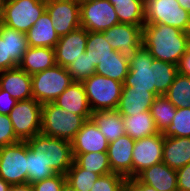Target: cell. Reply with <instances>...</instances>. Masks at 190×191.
<instances>
[{"mask_svg":"<svg viewBox=\"0 0 190 191\" xmlns=\"http://www.w3.org/2000/svg\"><path fill=\"white\" fill-rule=\"evenodd\" d=\"M112 5L144 4V0H109Z\"/></svg>","mask_w":190,"mask_h":191,"instance_id":"cell-47","label":"cell"},{"mask_svg":"<svg viewBox=\"0 0 190 191\" xmlns=\"http://www.w3.org/2000/svg\"><path fill=\"white\" fill-rule=\"evenodd\" d=\"M65 175L66 182L77 191H90L95 181L100 177L99 174L79 167L74 161Z\"/></svg>","mask_w":190,"mask_h":191,"instance_id":"cell-34","label":"cell"},{"mask_svg":"<svg viewBox=\"0 0 190 191\" xmlns=\"http://www.w3.org/2000/svg\"><path fill=\"white\" fill-rule=\"evenodd\" d=\"M165 96L176 108H190V76L178 73Z\"/></svg>","mask_w":190,"mask_h":191,"instance_id":"cell-32","label":"cell"},{"mask_svg":"<svg viewBox=\"0 0 190 191\" xmlns=\"http://www.w3.org/2000/svg\"><path fill=\"white\" fill-rule=\"evenodd\" d=\"M31 80L32 98L41 104L54 102L73 83L67 69L57 64L31 75Z\"/></svg>","mask_w":190,"mask_h":191,"instance_id":"cell-5","label":"cell"},{"mask_svg":"<svg viewBox=\"0 0 190 191\" xmlns=\"http://www.w3.org/2000/svg\"><path fill=\"white\" fill-rule=\"evenodd\" d=\"M10 184L0 177V191H8Z\"/></svg>","mask_w":190,"mask_h":191,"instance_id":"cell-49","label":"cell"},{"mask_svg":"<svg viewBox=\"0 0 190 191\" xmlns=\"http://www.w3.org/2000/svg\"><path fill=\"white\" fill-rule=\"evenodd\" d=\"M73 1H75L78 4H82L84 2L91 1V0H73Z\"/></svg>","mask_w":190,"mask_h":191,"instance_id":"cell-52","label":"cell"},{"mask_svg":"<svg viewBox=\"0 0 190 191\" xmlns=\"http://www.w3.org/2000/svg\"><path fill=\"white\" fill-rule=\"evenodd\" d=\"M178 191H190V163L176 170Z\"/></svg>","mask_w":190,"mask_h":191,"instance_id":"cell-42","label":"cell"},{"mask_svg":"<svg viewBox=\"0 0 190 191\" xmlns=\"http://www.w3.org/2000/svg\"><path fill=\"white\" fill-rule=\"evenodd\" d=\"M153 60L150 52L142 46L129 64L123 86L146 90L155 94Z\"/></svg>","mask_w":190,"mask_h":191,"instance_id":"cell-15","label":"cell"},{"mask_svg":"<svg viewBox=\"0 0 190 191\" xmlns=\"http://www.w3.org/2000/svg\"><path fill=\"white\" fill-rule=\"evenodd\" d=\"M178 73L190 76V47L178 64Z\"/></svg>","mask_w":190,"mask_h":191,"instance_id":"cell-45","label":"cell"},{"mask_svg":"<svg viewBox=\"0 0 190 191\" xmlns=\"http://www.w3.org/2000/svg\"><path fill=\"white\" fill-rule=\"evenodd\" d=\"M86 120L71 113L54 102L42 104L40 133L72 142Z\"/></svg>","mask_w":190,"mask_h":191,"instance_id":"cell-3","label":"cell"},{"mask_svg":"<svg viewBox=\"0 0 190 191\" xmlns=\"http://www.w3.org/2000/svg\"><path fill=\"white\" fill-rule=\"evenodd\" d=\"M19 141L21 140L15 135L9 116L0 114V147Z\"/></svg>","mask_w":190,"mask_h":191,"instance_id":"cell-40","label":"cell"},{"mask_svg":"<svg viewBox=\"0 0 190 191\" xmlns=\"http://www.w3.org/2000/svg\"><path fill=\"white\" fill-rule=\"evenodd\" d=\"M72 153L107 152L108 144L106 137L92 119L84 122L71 142Z\"/></svg>","mask_w":190,"mask_h":191,"instance_id":"cell-18","label":"cell"},{"mask_svg":"<svg viewBox=\"0 0 190 191\" xmlns=\"http://www.w3.org/2000/svg\"><path fill=\"white\" fill-rule=\"evenodd\" d=\"M87 38L88 31L82 27L61 36L54 47L56 64L66 68L73 63L86 51Z\"/></svg>","mask_w":190,"mask_h":191,"instance_id":"cell-16","label":"cell"},{"mask_svg":"<svg viewBox=\"0 0 190 191\" xmlns=\"http://www.w3.org/2000/svg\"><path fill=\"white\" fill-rule=\"evenodd\" d=\"M109 45L130 64L143 46V26L118 23L102 32Z\"/></svg>","mask_w":190,"mask_h":191,"instance_id":"cell-10","label":"cell"},{"mask_svg":"<svg viewBox=\"0 0 190 191\" xmlns=\"http://www.w3.org/2000/svg\"><path fill=\"white\" fill-rule=\"evenodd\" d=\"M73 82H83L96 73L90 54L82 53L73 63L66 67Z\"/></svg>","mask_w":190,"mask_h":191,"instance_id":"cell-37","label":"cell"},{"mask_svg":"<svg viewBox=\"0 0 190 191\" xmlns=\"http://www.w3.org/2000/svg\"><path fill=\"white\" fill-rule=\"evenodd\" d=\"M54 103L71 113L82 116L85 120L91 119L92 110L82 82H73L55 99Z\"/></svg>","mask_w":190,"mask_h":191,"instance_id":"cell-20","label":"cell"},{"mask_svg":"<svg viewBox=\"0 0 190 191\" xmlns=\"http://www.w3.org/2000/svg\"><path fill=\"white\" fill-rule=\"evenodd\" d=\"M156 95L141 89L123 86L117 111L121 116H134L144 111H150Z\"/></svg>","mask_w":190,"mask_h":191,"instance_id":"cell-22","label":"cell"},{"mask_svg":"<svg viewBox=\"0 0 190 191\" xmlns=\"http://www.w3.org/2000/svg\"><path fill=\"white\" fill-rule=\"evenodd\" d=\"M179 5L190 13V0H177Z\"/></svg>","mask_w":190,"mask_h":191,"instance_id":"cell-48","label":"cell"},{"mask_svg":"<svg viewBox=\"0 0 190 191\" xmlns=\"http://www.w3.org/2000/svg\"><path fill=\"white\" fill-rule=\"evenodd\" d=\"M145 24H165L190 32V13L177 0H144Z\"/></svg>","mask_w":190,"mask_h":191,"instance_id":"cell-7","label":"cell"},{"mask_svg":"<svg viewBox=\"0 0 190 191\" xmlns=\"http://www.w3.org/2000/svg\"><path fill=\"white\" fill-rule=\"evenodd\" d=\"M135 140L129 135L117 138L108 144V159L113 173L132 178V151Z\"/></svg>","mask_w":190,"mask_h":191,"instance_id":"cell-17","label":"cell"},{"mask_svg":"<svg viewBox=\"0 0 190 191\" xmlns=\"http://www.w3.org/2000/svg\"><path fill=\"white\" fill-rule=\"evenodd\" d=\"M0 177L10 185L27 183V142L0 147Z\"/></svg>","mask_w":190,"mask_h":191,"instance_id":"cell-9","label":"cell"},{"mask_svg":"<svg viewBox=\"0 0 190 191\" xmlns=\"http://www.w3.org/2000/svg\"><path fill=\"white\" fill-rule=\"evenodd\" d=\"M66 182V175L55 174L54 176L32 184L33 191H61Z\"/></svg>","mask_w":190,"mask_h":191,"instance_id":"cell-41","label":"cell"},{"mask_svg":"<svg viewBox=\"0 0 190 191\" xmlns=\"http://www.w3.org/2000/svg\"><path fill=\"white\" fill-rule=\"evenodd\" d=\"M73 161L81 168L99 174L112 173L107 152L72 153Z\"/></svg>","mask_w":190,"mask_h":191,"instance_id":"cell-28","label":"cell"},{"mask_svg":"<svg viewBox=\"0 0 190 191\" xmlns=\"http://www.w3.org/2000/svg\"><path fill=\"white\" fill-rule=\"evenodd\" d=\"M178 74V66L169 62L153 60L155 95H165Z\"/></svg>","mask_w":190,"mask_h":191,"instance_id":"cell-29","label":"cell"},{"mask_svg":"<svg viewBox=\"0 0 190 191\" xmlns=\"http://www.w3.org/2000/svg\"><path fill=\"white\" fill-rule=\"evenodd\" d=\"M46 11L59 37L81 27L80 4L73 0H48Z\"/></svg>","mask_w":190,"mask_h":191,"instance_id":"cell-14","label":"cell"},{"mask_svg":"<svg viewBox=\"0 0 190 191\" xmlns=\"http://www.w3.org/2000/svg\"><path fill=\"white\" fill-rule=\"evenodd\" d=\"M162 134L164 137H190V108H176L171 124Z\"/></svg>","mask_w":190,"mask_h":191,"instance_id":"cell-36","label":"cell"},{"mask_svg":"<svg viewBox=\"0 0 190 191\" xmlns=\"http://www.w3.org/2000/svg\"><path fill=\"white\" fill-rule=\"evenodd\" d=\"M119 23L145 25L144 4L114 5Z\"/></svg>","mask_w":190,"mask_h":191,"instance_id":"cell-38","label":"cell"},{"mask_svg":"<svg viewBox=\"0 0 190 191\" xmlns=\"http://www.w3.org/2000/svg\"><path fill=\"white\" fill-rule=\"evenodd\" d=\"M129 71V64L119 54L118 51L106 57L96 67V73L107 78L124 83Z\"/></svg>","mask_w":190,"mask_h":191,"instance_id":"cell-30","label":"cell"},{"mask_svg":"<svg viewBox=\"0 0 190 191\" xmlns=\"http://www.w3.org/2000/svg\"><path fill=\"white\" fill-rule=\"evenodd\" d=\"M162 162L177 170L190 163V137H164Z\"/></svg>","mask_w":190,"mask_h":191,"instance_id":"cell-23","label":"cell"},{"mask_svg":"<svg viewBox=\"0 0 190 191\" xmlns=\"http://www.w3.org/2000/svg\"><path fill=\"white\" fill-rule=\"evenodd\" d=\"M61 191H77L74 189L71 185H69L67 182H65L64 186L62 187Z\"/></svg>","mask_w":190,"mask_h":191,"instance_id":"cell-50","label":"cell"},{"mask_svg":"<svg viewBox=\"0 0 190 191\" xmlns=\"http://www.w3.org/2000/svg\"><path fill=\"white\" fill-rule=\"evenodd\" d=\"M55 65L54 48L29 46L18 66L26 73L33 75Z\"/></svg>","mask_w":190,"mask_h":191,"instance_id":"cell-25","label":"cell"},{"mask_svg":"<svg viewBox=\"0 0 190 191\" xmlns=\"http://www.w3.org/2000/svg\"><path fill=\"white\" fill-rule=\"evenodd\" d=\"M28 48L25 33L0 22V72L17 67Z\"/></svg>","mask_w":190,"mask_h":191,"instance_id":"cell-12","label":"cell"},{"mask_svg":"<svg viewBox=\"0 0 190 191\" xmlns=\"http://www.w3.org/2000/svg\"><path fill=\"white\" fill-rule=\"evenodd\" d=\"M122 118L125 134L129 135L133 140L159 133L150 111H144L134 116H122Z\"/></svg>","mask_w":190,"mask_h":191,"instance_id":"cell-27","label":"cell"},{"mask_svg":"<svg viewBox=\"0 0 190 191\" xmlns=\"http://www.w3.org/2000/svg\"><path fill=\"white\" fill-rule=\"evenodd\" d=\"M15 135L26 141L41 131L42 104L35 99L18 101L8 115Z\"/></svg>","mask_w":190,"mask_h":191,"instance_id":"cell-8","label":"cell"},{"mask_svg":"<svg viewBox=\"0 0 190 191\" xmlns=\"http://www.w3.org/2000/svg\"><path fill=\"white\" fill-rule=\"evenodd\" d=\"M0 89L7 91L17 101L32 98L31 75L19 66L0 72Z\"/></svg>","mask_w":190,"mask_h":191,"instance_id":"cell-19","label":"cell"},{"mask_svg":"<svg viewBox=\"0 0 190 191\" xmlns=\"http://www.w3.org/2000/svg\"><path fill=\"white\" fill-rule=\"evenodd\" d=\"M136 177L157 191H178L176 170L163 162L145 168Z\"/></svg>","mask_w":190,"mask_h":191,"instance_id":"cell-21","label":"cell"},{"mask_svg":"<svg viewBox=\"0 0 190 191\" xmlns=\"http://www.w3.org/2000/svg\"><path fill=\"white\" fill-rule=\"evenodd\" d=\"M85 52L90 54L92 65L97 67L103 59L114 55L116 51L109 45L102 32H88Z\"/></svg>","mask_w":190,"mask_h":191,"instance_id":"cell-33","label":"cell"},{"mask_svg":"<svg viewBox=\"0 0 190 191\" xmlns=\"http://www.w3.org/2000/svg\"><path fill=\"white\" fill-rule=\"evenodd\" d=\"M45 11L46 2L43 1L5 0L0 22L26 34Z\"/></svg>","mask_w":190,"mask_h":191,"instance_id":"cell-6","label":"cell"},{"mask_svg":"<svg viewBox=\"0 0 190 191\" xmlns=\"http://www.w3.org/2000/svg\"><path fill=\"white\" fill-rule=\"evenodd\" d=\"M150 112L157 130L160 133H163L171 124V121L176 114V107L165 95H158L152 103Z\"/></svg>","mask_w":190,"mask_h":191,"instance_id":"cell-31","label":"cell"},{"mask_svg":"<svg viewBox=\"0 0 190 191\" xmlns=\"http://www.w3.org/2000/svg\"><path fill=\"white\" fill-rule=\"evenodd\" d=\"M82 83L92 112L117 110L123 90L122 82L95 73Z\"/></svg>","mask_w":190,"mask_h":191,"instance_id":"cell-4","label":"cell"},{"mask_svg":"<svg viewBox=\"0 0 190 191\" xmlns=\"http://www.w3.org/2000/svg\"><path fill=\"white\" fill-rule=\"evenodd\" d=\"M125 191H157L145 183H142L137 177L127 179Z\"/></svg>","mask_w":190,"mask_h":191,"instance_id":"cell-44","label":"cell"},{"mask_svg":"<svg viewBox=\"0 0 190 191\" xmlns=\"http://www.w3.org/2000/svg\"><path fill=\"white\" fill-rule=\"evenodd\" d=\"M119 23L109 0H91L80 4V25L88 32H104Z\"/></svg>","mask_w":190,"mask_h":191,"instance_id":"cell-11","label":"cell"},{"mask_svg":"<svg viewBox=\"0 0 190 191\" xmlns=\"http://www.w3.org/2000/svg\"><path fill=\"white\" fill-rule=\"evenodd\" d=\"M143 46L155 60L178 66L190 47V32H184L165 24H145Z\"/></svg>","mask_w":190,"mask_h":191,"instance_id":"cell-1","label":"cell"},{"mask_svg":"<svg viewBox=\"0 0 190 191\" xmlns=\"http://www.w3.org/2000/svg\"><path fill=\"white\" fill-rule=\"evenodd\" d=\"M164 136L162 133L135 140L132 151V178L145 168L162 162Z\"/></svg>","mask_w":190,"mask_h":191,"instance_id":"cell-13","label":"cell"},{"mask_svg":"<svg viewBox=\"0 0 190 191\" xmlns=\"http://www.w3.org/2000/svg\"><path fill=\"white\" fill-rule=\"evenodd\" d=\"M8 191H33V187L30 183L16 184L10 185Z\"/></svg>","mask_w":190,"mask_h":191,"instance_id":"cell-46","label":"cell"},{"mask_svg":"<svg viewBox=\"0 0 190 191\" xmlns=\"http://www.w3.org/2000/svg\"><path fill=\"white\" fill-rule=\"evenodd\" d=\"M26 38L30 47L54 48L56 46L60 37L55 31L47 11L27 31Z\"/></svg>","mask_w":190,"mask_h":191,"instance_id":"cell-24","label":"cell"},{"mask_svg":"<svg viewBox=\"0 0 190 191\" xmlns=\"http://www.w3.org/2000/svg\"><path fill=\"white\" fill-rule=\"evenodd\" d=\"M17 102L7 91L0 89V114L9 115Z\"/></svg>","mask_w":190,"mask_h":191,"instance_id":"cell-43","label":"cell"},{"mask_svg":"<svg viewBox=\"0 0 190 191\" xmlns=\"http://www.w3.org/2000/svg\"><path fill=\"white\" fill-rule=\"evenodd\" d=\"M26 142L35 155L56 174L65 175L73 164L72 144L69 141L39 133Z\"/></svg>","mask_w":190,"mask_h":191,"instance_id":"cell-2","label":"cell"},{"mask_svg":"<svg viewBox=\"0 0 190 191\" xmlns=\"http://www.w3.org/2000/svg\"><path fill=\"white\" fill-rule=\"evenodd\" d=\"M4 2H5V0H0V19L2 17V13H3Z\"/></svg>","mask_w":190,"mask_h":191,"instance_id":"cell-51","label":"cell"},{"mask_svg":"<svg viewBox=\"0 0 190 191\" xmlns=\"http://www.w3.org/2000/svg\"><path fill=\"white\" fill-rule=\"evenodd\" d=\"M56 173L43 163L38 156L29 148L27 144V183L35 182L50 178Z\"/></svg>","mask_w":190,"mask_h":191,"instance_id":"cell-35","label":"cell"},{"mask_svg":"<svg viewBox=\"0 0 190 191\" xmlns=\"http://www.w3.org/2000/svg\"><path fill=\"white\" fill-rule=\"evenodd\" d=\"M127 178L118 173L100 176L90 191H125Z\"/></svg>","mask_w":190,"mask_h":191,"instance_id":"cell-39","label":"cell"},{"mask_svg":"<svg viewBox=\"0 0 190 191\" xmlns=\"http://www.w3.org/2000/svg\"><path fill=\"white\" fill-rule=\"evenodd\" d=\"M91 119L108 142L125 135L123 118L117 110L93 111Z\"/></svg>","mask_w":190,"mask_h":191,"instance_id":"cell-26","label":"cell"}]
</instances>
